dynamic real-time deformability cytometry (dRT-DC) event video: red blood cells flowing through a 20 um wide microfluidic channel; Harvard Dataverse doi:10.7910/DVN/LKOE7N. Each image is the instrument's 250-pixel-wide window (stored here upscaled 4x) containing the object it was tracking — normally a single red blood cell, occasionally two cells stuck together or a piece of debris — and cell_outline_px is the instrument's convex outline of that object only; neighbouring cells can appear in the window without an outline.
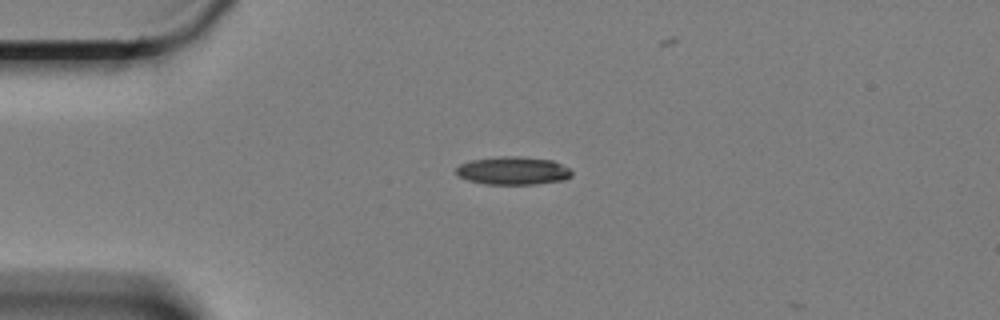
{"species": "Egyptian fruit bat (a non-hibernating species)", "species_latin": "Rousettus aegyptiacus", "temperature_condition": "cold", "stored_images_in_passage": 4, "camera_frame_rate_fps": 3000, "um_per_image_px": 0.085, "animal": {"sex": "female"}, "frame": {"image": 1, "passage_image": 1, "time_ms": 0.0, "image_size_px": [1000, 320], "cell_outline_px": [[572, 176], [564, 180], [536, 184], [484, 184], [468, 180], [460, 176], [456, 172], [456, 168], [460, 164], [468, 160], [500, 156], [524, 156], [552, 160], [568, 168], [572, 172]], "centroid_in_image_um": [43.6, 14.5], "position_along_channel_um": 41.4, "area_um2": 19.02}}